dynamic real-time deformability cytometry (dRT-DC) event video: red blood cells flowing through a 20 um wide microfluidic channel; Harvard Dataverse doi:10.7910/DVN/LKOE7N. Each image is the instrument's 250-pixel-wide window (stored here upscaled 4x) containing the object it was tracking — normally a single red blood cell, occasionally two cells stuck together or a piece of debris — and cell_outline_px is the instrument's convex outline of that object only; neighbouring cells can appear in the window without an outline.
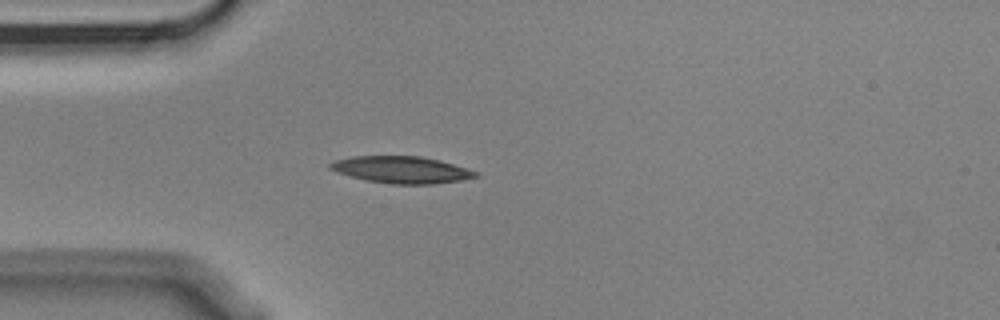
{"species": "Egyptian fruit bat (a non-hibernating species)", "species_latin": "Rousettus aegyptiacus", "temperature_condition": "cold", "stored_images_in_passage": 5, "camera_frame_rate_fps": 3000, "um_per_image_px": 0.085, "animal": {"sex": "male"}, "frame": {"image": 1, "passage_image": 4, "time_ms": 1.0, "image_size_px": [1000, 320], "cell_outline_px": [[480, 176], [460, 180], [432, 184], [392, 184], [364, 180], [336, 172], [328, 168], [328, 164], [336, 160], [352, 156], [420, 156], [440, 160], [468, 168], [480, 172]], "centroid_in_image_um": [34.14, 14.43], "position_along_channel_um": 50.9, "area_um2": 22.95}}